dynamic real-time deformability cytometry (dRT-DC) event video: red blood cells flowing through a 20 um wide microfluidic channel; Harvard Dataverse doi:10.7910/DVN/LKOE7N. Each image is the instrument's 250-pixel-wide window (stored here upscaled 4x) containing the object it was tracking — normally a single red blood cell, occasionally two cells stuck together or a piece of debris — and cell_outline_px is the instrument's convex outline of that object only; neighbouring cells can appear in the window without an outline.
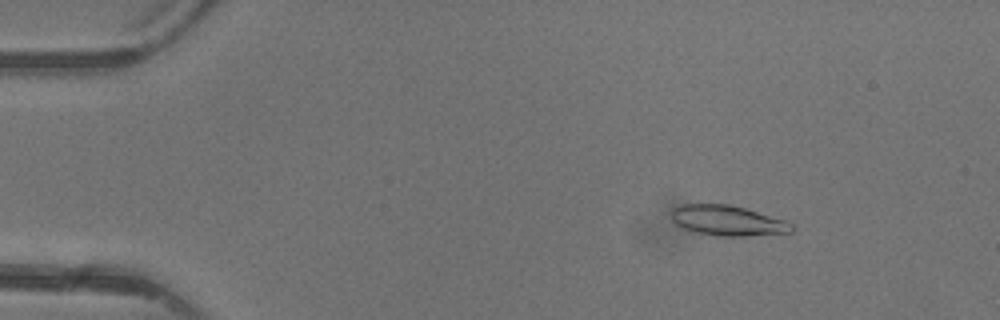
{"species": "common noctule bat (a hibernating species)", "species_latin": "Nyctalus noctula", "temperature_condition": "warm", "stored_images_in_passage": 3, "camera_frame_rate_fps": 3000, "um_per_image_px": 0.085, "animal": {"sex": "female"}, "frame": {"image": 1, "passage_image": 1, "time_ms": 0.0, "image_size_px": [1000, 320], "cell_outline_px": [[796, 228], [792, 232], [748, 236], [716, 236], [688, 232], [672, 224], [672, 208], [680, 204], [728, 204], [744, 208], [784, 220], [792, 224]], "centroid_in_image_um": [61.76, 18.77], "position_along_channel_um": 23.2, "area_um2": 21.62}}